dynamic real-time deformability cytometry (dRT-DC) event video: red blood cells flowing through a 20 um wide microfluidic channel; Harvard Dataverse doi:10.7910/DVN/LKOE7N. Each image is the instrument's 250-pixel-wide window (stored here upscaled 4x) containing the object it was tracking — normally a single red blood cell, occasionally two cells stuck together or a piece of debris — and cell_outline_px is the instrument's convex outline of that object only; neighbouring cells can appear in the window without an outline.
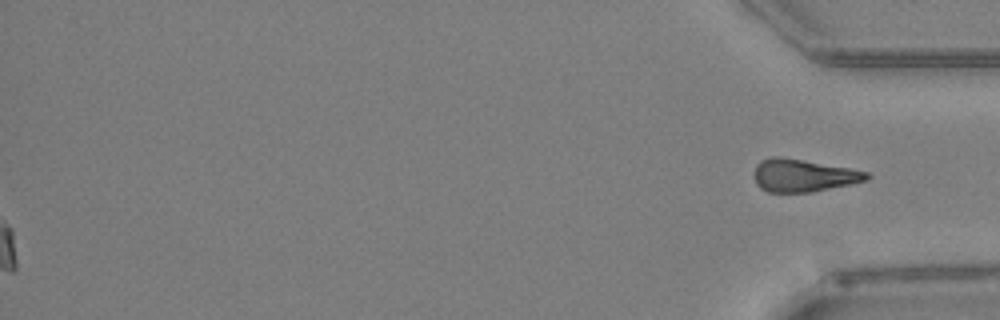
{"species": "Egyptian fruit bat (a non-hibernating species)", "species_latin": "Rousettus aegyptiacus", "temperature_condition": "warm", "stored_images_in_passage": 42, "segment_of_instrument_passage": [2, 2], "camera_frame_rate_fps": 3000, "um_per_image_px": 0.085, "animal": {"sex": "female"}, "frame": {"image": 1, "passage_image": 42, "time_ms": 13.667, "image_size_px": [1000, 320], "cell_outline_px": [[872, 176], [868, 180], [852, 184], [812, 192], [768, 192], [760, 188], [756, 184], [756, 164], [760, 160], [772, 156], [780, 156], [852, 168], [868, 172]], "centroid_in_image_um": [68.33, 14.91], "position_along_channel_um": 366.9, "area_um2": 21.56}}